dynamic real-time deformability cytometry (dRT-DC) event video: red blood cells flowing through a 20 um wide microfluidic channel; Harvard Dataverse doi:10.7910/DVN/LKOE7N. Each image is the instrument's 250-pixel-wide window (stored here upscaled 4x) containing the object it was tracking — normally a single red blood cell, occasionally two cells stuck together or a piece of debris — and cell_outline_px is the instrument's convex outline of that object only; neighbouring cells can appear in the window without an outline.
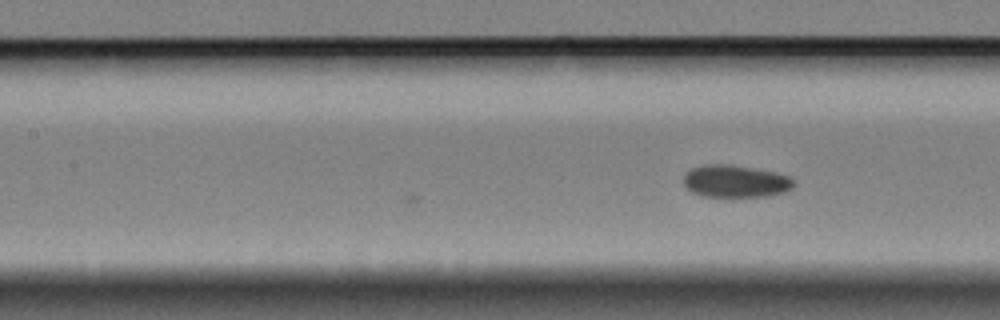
{"species": "Egyptian fruit bat (a non-hibernating species)", "species_latin": "Rousettus aegyptiacus", "temperature_condition": "cold", "stored_images_in_passage": 9, "camera_frame_rate_fps": 3000, "um_per_image_px": 0.085, "animal": {"sex": "female"}, "frame": {"image": 1, "passage_image": 9, "time_ms": 2.667, "image_size_px": [1000, 320], "cell_outline_px": [[796, 184], [792, 188], [784, 192], [768, 196], [704, 196], [692, 192], [684, 184], [684, 176], [692, 168], [704, 164], [732, 164], [776, 172], [792, 176], [796, 180]], "centroid_in_image_um": [62.58, 15.39], "position_along_channel_um": 144.8, "area_um2": 20.92}}